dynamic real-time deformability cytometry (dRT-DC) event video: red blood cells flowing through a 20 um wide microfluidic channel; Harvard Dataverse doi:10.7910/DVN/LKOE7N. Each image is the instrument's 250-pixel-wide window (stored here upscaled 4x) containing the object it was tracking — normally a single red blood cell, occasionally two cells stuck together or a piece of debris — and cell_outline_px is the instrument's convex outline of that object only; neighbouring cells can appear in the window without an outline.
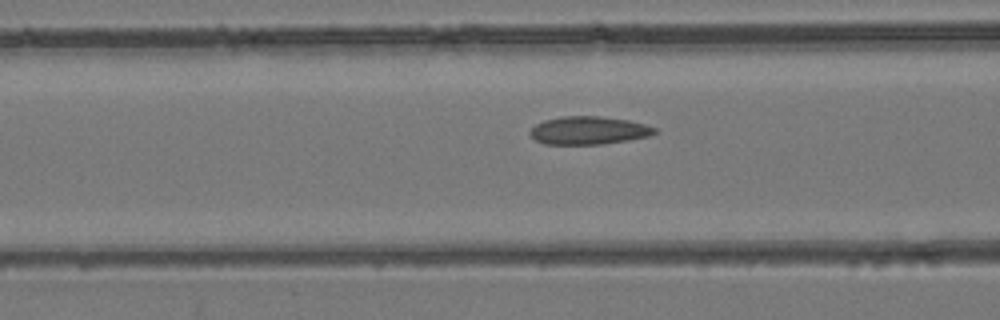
{"species": "common noctule bat (a hibernating species)", "species_latin": "Nyctalus noctula", "temperature_condition": "room temperature", "stored_images_in_passage": 45, "camera_frame_rate_fps": 3000, "um_per_image_px": 0.085, "animal": {"sex": "female", "body_mass_g": 24.6, "forearm_length_mm": 56.2}, "frame": {"image": 1, "passage_image": 18, "time_ms": 5.667, "image_size_px": [1000, 320], "cell_outline_px": [[656, 132], [648, 136], [628, 140], [604, 144], [544, 144], [536, 140], [528, 132], [536, 124], [544, 120], [560, 116], [600, 116], [628, 120], [644, 124], [656, 128]], "centroid_in_image_um": [50.01, 11.08], "position_along_channel_um": 116.6, "area_um2": 20.29}}
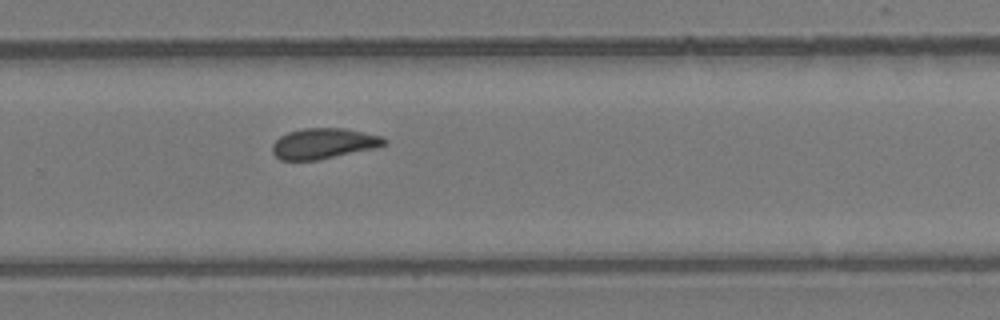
{"frame": {"image": 2, "passage_image": 30, "time_ms": 9.667, "image_size_px": [1000, 320], "cell_outline_px": [[388, 144], [376, 148], [320, 160], [280, 160], [272, 152], [272, 144], [280, 136], [288, 132], [300, 128], [344, 128], [380, 136], [388, 140]], "centroid_in_image_um": [27.51, 12.2], "position_along_channel_um": 302.3, "area_um2": 20.11}}
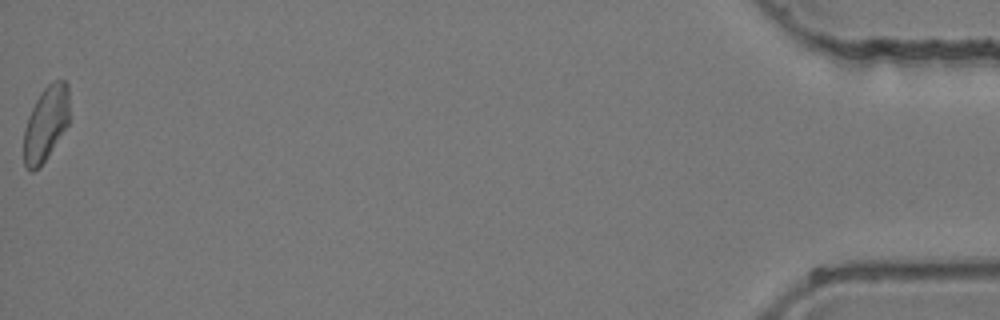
{"frame": {"image": 3, "passage_image": 45, "time_ms": 14.667, "image_size_px": [1000, 320], "cell_outline_px": [[68, 124], [48, 156], [40, 168], [32, 172], [24, 164], [24, 128], [28, 116], [40, 92], [52, 80], [64, 80], [68, 84]], "centroid_in_image_um": [3.89, 10.5], "position_along_channel_um": 431.3, "area_um2": 19.83}}